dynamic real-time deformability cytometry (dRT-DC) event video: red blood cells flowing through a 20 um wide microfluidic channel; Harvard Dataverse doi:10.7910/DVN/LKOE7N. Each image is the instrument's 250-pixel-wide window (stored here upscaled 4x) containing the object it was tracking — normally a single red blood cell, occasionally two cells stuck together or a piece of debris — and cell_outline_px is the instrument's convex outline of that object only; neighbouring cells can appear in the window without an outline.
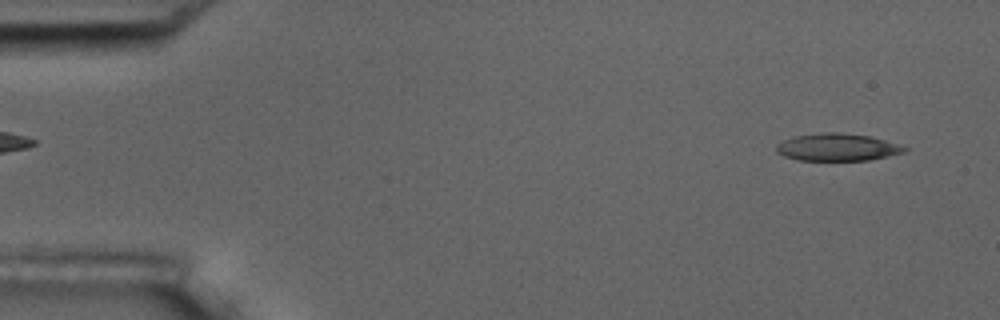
{"species": "common noctule bat (a hibernating species)", "species_latin": "Nyctalus noctula", "temperature_condition": "room temperature", "stored_images_in_passage": 16, "camera_frame_rate_fps": 3000, "um_per_image_px": 0.085, "animal": {"sex": "male", "body_mass_g": 17.5, "forearm_length_mm": 52.3}, "frame": {"image": 1, "passage_image": 3, "time_ms": 0.667, "image_size_px": [1000, 320], "cell_outline_px": [[908, 148], [904, 152], [888, 156], [868, 160], [796, 160], [784, 156], [776, 152], [776, 144], [784, 140], [796, 136], [824, 132], [840, 132], [868, 136], [884, 140]], "centroid_in_image_um": [71.13, 12.52], "position_along_channel_um": 13.9, "area_um2": 20.23}}